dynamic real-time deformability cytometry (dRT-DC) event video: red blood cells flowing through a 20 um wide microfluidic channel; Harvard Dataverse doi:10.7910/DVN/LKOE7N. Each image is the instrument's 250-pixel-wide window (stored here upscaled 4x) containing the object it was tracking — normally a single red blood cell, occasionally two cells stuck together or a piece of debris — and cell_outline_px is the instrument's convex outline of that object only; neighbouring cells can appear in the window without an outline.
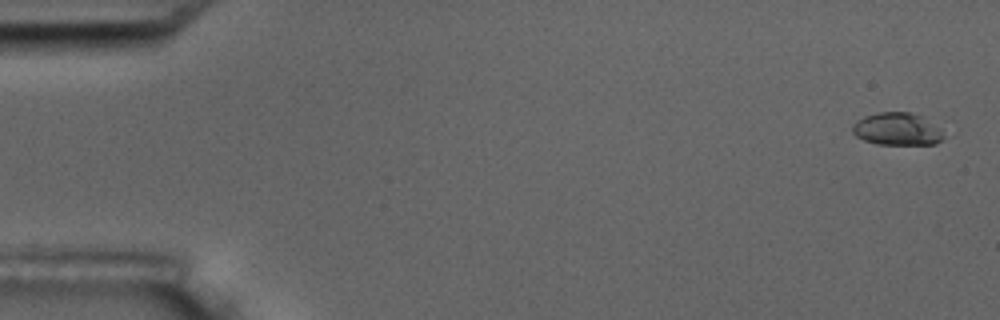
{"species": "common noctule bat (a hibernating species)", "species_latin": "Nyctalus noctula", "temperature_condition": "room temperature", "stored_images_in_passage": 18, "camera_frame_rate_fps": 3000, "um_per_image_px": 0.085, "animal": {"sex": "male", "body_mass_g": 17.5, "forearm_length_mm": 52.3}, "frame": {"image": 1, "passage_image": 1, "time_ms": 0.0, "image_size_px": [1000, 320], "cell_outline_px": [[956, 132], [952, 136], [936, 144], [876, 144], [864, 140], [856, 136], [852, 132], [852, 124], [856, 120], [864, 116], [880, 112], [912, 112], [924, 116]], "centroid_in_image_um": [76.51, 10.97], "position_along_channel_um": 8.5, "area_um2": 18.67}}
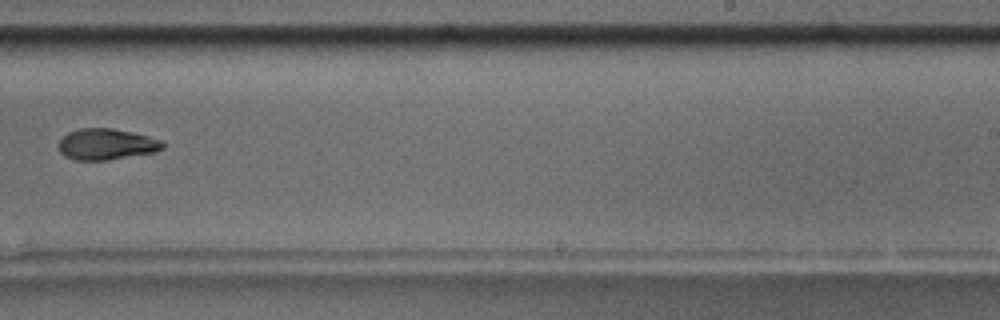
{"frame": {"image": 2, "passage_image": 11, "time_ms": 11.333, "image_size_px": [1000, 320], "cell_outline_px": [[164, 148], [156, 152], [108, 160], [76, 160], [64, 156], [60, 152], [56, 144], [68, 132], [80, 128], [112, 128], [132, 132], [148, 136], [160, 140], [164, 144]], "centroid_in_image_um": [9.02, 12.26], "position_along_channel_um": 280.0, "area_um2": 19.02}, "authors_computed_cell_mechanics": {"area_um2": 18.8139, "velocity_mm_per_s": 3.6403, "shape_relaxation_time_tau1_ms": 4.9313, "shape_relaxation_time_tau2_ms": 4.0718, "deformation_change_tau1": 0.1768, "deformation_change_tau2": 0.1015}}